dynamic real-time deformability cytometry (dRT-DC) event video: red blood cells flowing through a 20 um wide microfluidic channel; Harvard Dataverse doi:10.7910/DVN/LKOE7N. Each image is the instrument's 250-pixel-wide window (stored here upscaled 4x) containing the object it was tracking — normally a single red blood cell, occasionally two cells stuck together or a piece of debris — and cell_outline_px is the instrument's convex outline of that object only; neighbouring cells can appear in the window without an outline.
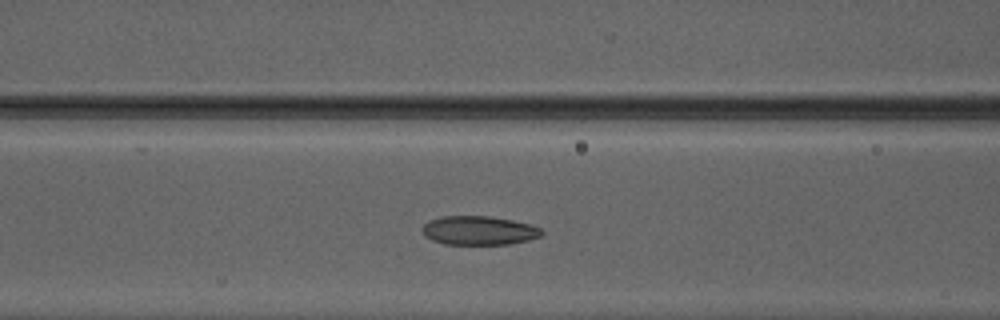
{"species": "Egyptian fruit bat (a non-hibernating species)", "species_latin": "Rousettus aegyptiacus", "temperature_condition": "warm", "stored_images_in_passage": 41, "camera_frame_rate_fps": 3000, "um_per_image_px": 0.085, "animal": {"sex": "male"}, "frame": {"image": 1, "passage_image": 13, "time_ms": 4.0, "image_size_px": [1000, 320], "cell_outline_px": [[544, 232], [540, 236], [528, 240], [508, 244], [444, 244], [432, 240], [424, 236], [420, 228], [428, 220], [440, 216], [488, 216], [512, 220], [528, 224], [540, 228]], "centroid_in_image_um": [40.65, 19.59], "position_along_channel_um": 126.0, "area_um2": 20.17}}
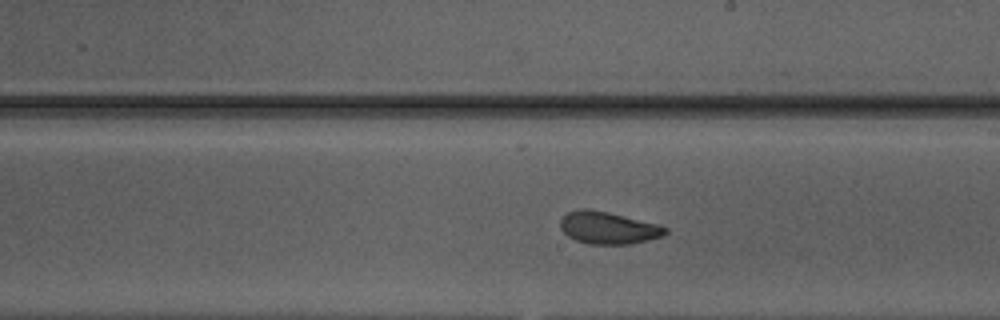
{"frame": {"image": 2, "passage_image": 21, "time_ms": 6.667, "image_size_px": [1000, 320], "cell_outline_px": [[668, 232], [664, 236], [648, 240], [628, 244], [588, 244], [576, 240], [568, 236], [560, 228], [560, 220], [568, 212], [580, 208], [584, 208], [608, 212], [660, 224], [668, 228]], "centroid_in_image_um": [51.73, 19.36], "position_along_channel_um": 237.3, "area_um2": 19.83}}
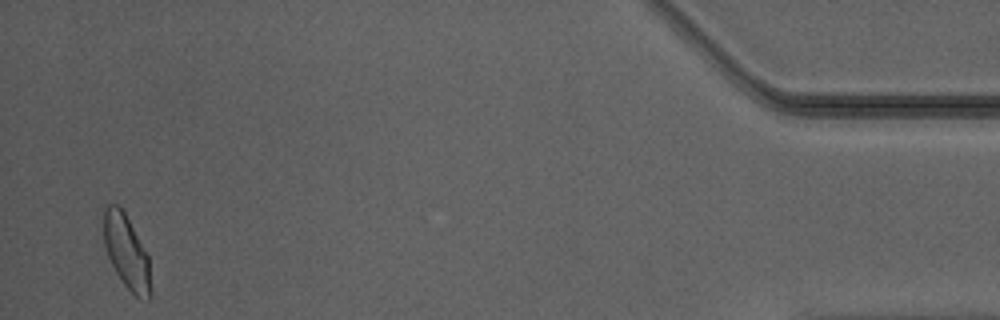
{"frame": {"image": 3, "passage_image": 40, "time_ms": 13.0, "image_size_px": [1000, 320], "cell_outline_px": [[152, 292], [148, 300], [140, 300], [124, 284], [116, 272], [108, 256], [104, 244], [104, 208], [108, 204], [116, 204], [124, 212], [148, 256]], "centroid_in_image_um": [10.77, 21.46], "position_along_channel_um": 424.4, "area_um2": 19.94}, "authors_computed_cell_mechanics": {"area_um2": 20.1722, "velocity_mm_per_s": 4.1862, "shape_relaxation_time_tau1_ms": 6.0423, "shape_relaxation_time_tau2_ms": 1.4358, "deformation_change_tau1": 0.1476, "deformation_change_tau2": 0.0723}}